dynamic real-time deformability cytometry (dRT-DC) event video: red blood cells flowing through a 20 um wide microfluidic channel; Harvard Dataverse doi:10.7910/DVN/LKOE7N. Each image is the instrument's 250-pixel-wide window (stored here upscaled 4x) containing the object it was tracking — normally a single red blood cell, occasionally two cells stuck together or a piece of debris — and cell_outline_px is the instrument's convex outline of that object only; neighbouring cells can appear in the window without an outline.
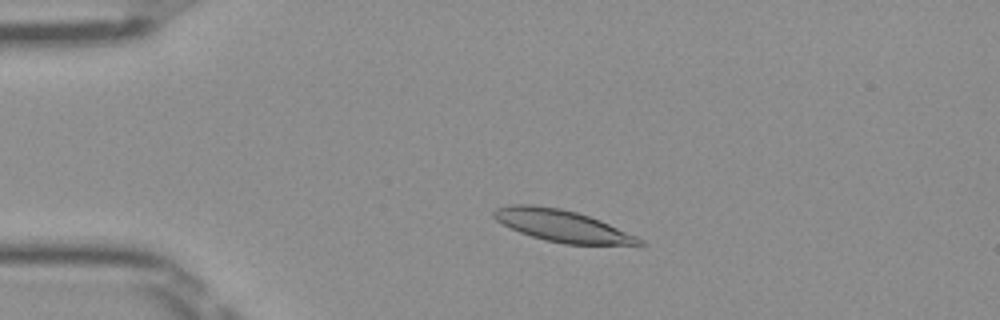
{"species": "Egyptian fruit bat (a non-hibernating species)", "species_latin": "Rousettus aegyptiacus", "temperature_condition": "room temperature", "stored_images_in_passage": 41, "camera_frame_rate_fps": 3000, "um_per_image_px": 0.085, "frame": {"image": 1, "passage_image": 1, "time_ms": 0.0, "image_size_px": [1000, 320], "cell_outline_px": [[648, 244], [564, 244], [544, 240], [520, 232], [496, 220], [492, 216], [492, 212], [496, 208], [508, 204], [532, 204], [560, 208], [576, 212], [600, 220], [636, 236], [644, 240]], "centroid_in_image_um": [47.74, 19.18], "position_along_channel_um": 37.3, "area_um2": 26.7}}
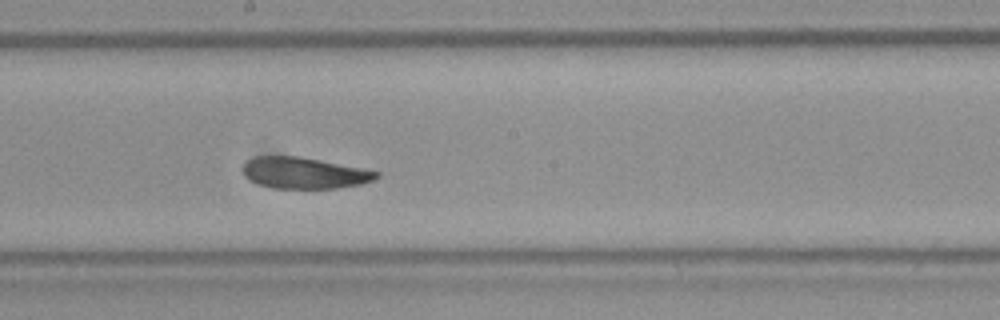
{"frame": {"image": 2, "passage_image": 18, "time_ms": 5.667, "image_size_px": [1000, 320], "cell_outline_px": [[380, 176], [372, 180], [360, 184], [336, 188], [272, 188], [260, 184], [244, 176], [240, 168], [248, 160], [256, 156], [296, 156], [320, 160], [380, 172]], "centroid_in_image_um": [25.82, 14.7], "position_along_channel_um": 222.4, "area_um2": 24.1}}
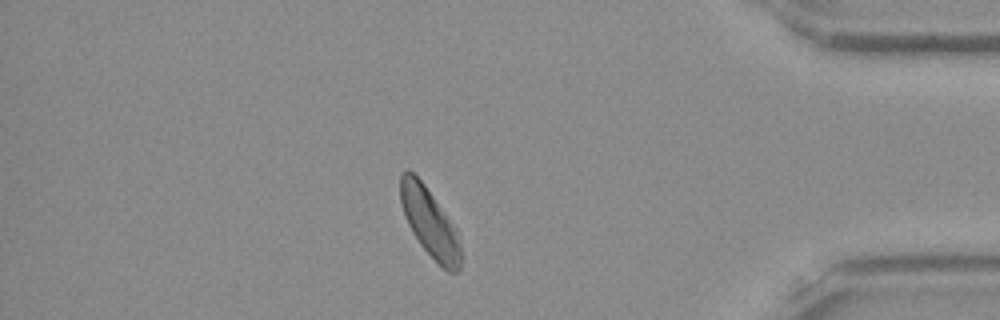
{"frame": {"image": 3, "passage_image": 34, "time_ms": 11.0, "image_size_px": [1000, 320], "cell_outline_px": [[460, 272], [448, 272], [420, 244], [412, 232], [408, 224], [400, 200], [400, 172], [404, 168], [408, 168], [424, 184], [456, 228], [460, 248]], "centroid_in_image_um": [36.5, 18.88], "position_along_channel_um": 398.7, "area_um2": 23.76}, "authors_computed_cell_mechanics": {"area_um2": 25.3164, "velocity_mm_per_s": 3.9562, "shape_relaxation_time_tau1_ms": 5.4157, "shape_relaxation_time_tau2_ms": 3.9297, "deformation_change_tau1": 0.1558, "deformation_change_tau2": 0.1016}}